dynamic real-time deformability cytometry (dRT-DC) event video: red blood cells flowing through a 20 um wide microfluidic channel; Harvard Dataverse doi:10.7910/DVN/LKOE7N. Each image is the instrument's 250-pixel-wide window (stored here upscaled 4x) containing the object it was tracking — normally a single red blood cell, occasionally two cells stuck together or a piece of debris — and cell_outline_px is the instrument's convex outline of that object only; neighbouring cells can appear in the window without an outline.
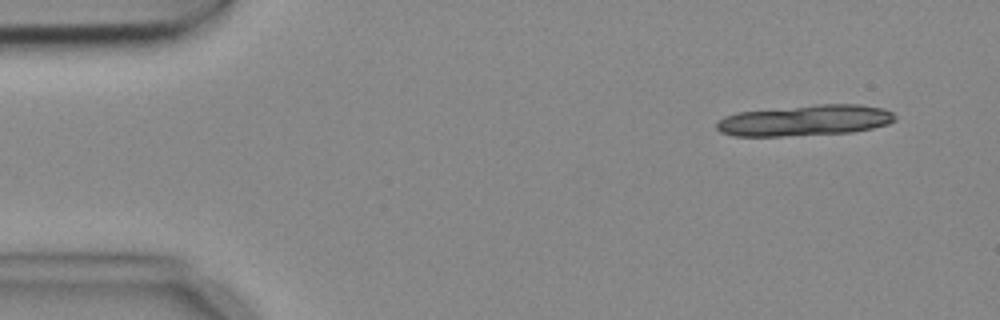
{"species": "common noctule bat (a hibernating species)", "species_latin": "Nyctalus noctula", "temperature_condition": "cold", "stored_images_in_passage": 6, "camera_frame_rate_fps": 3000, "um_per_image_px": 0.085, "animal": {"sex": "female", "body_mass_g": 18.4}, "frame": {"image": 1, "passage_image": 1, "time_ms": 0.0, "image_size_px": [1000, 320], "cell_outline_px": [[896, 120], [888, 124], [872, 128], [852, 132], [784, 136], [732, 136], [720, 132], [716, 128], [716, 120], [724, 116], [736, 112], [816, 104], [860, 104], [884, 108], [892, 112], [896, 116]], "centroid_in_image_um": [68.4, 10.23], "position_along_channel_um": 16.6, "area_um2": 32.48}}